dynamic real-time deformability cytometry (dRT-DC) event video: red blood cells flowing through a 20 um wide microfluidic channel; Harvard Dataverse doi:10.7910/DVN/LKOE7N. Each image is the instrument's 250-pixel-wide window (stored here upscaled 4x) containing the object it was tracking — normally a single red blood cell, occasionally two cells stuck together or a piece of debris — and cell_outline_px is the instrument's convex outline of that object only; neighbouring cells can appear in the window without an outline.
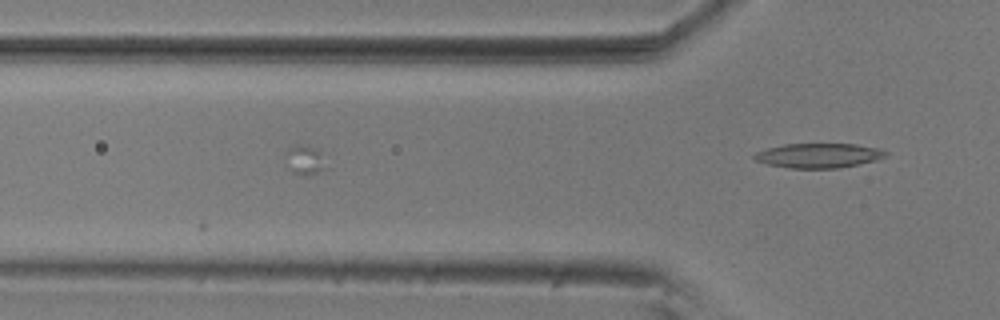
{"species": "common noctule bat (a hibernating species)", "species_latin": "Nyctalus noctula", "temperature_condition": "room temperature", "stored_images_in_passage": 6, "camera_frame_rate_fps": 3000, "um_per_image_px": 0.085, "animal": {"sex": "male", "body_mass_g": 20.5, "forearm_length_mm": 52.5}, "frame": {"image": 1, "passage_image": 6, "time_ms": 1.667, "image_size_px": [1000, 320], "cell_outline_px": [[888, 152], [884, 156], [876, 160], [840, 168], [792, 168], [768, 164], [756, 160], [752, 156], [756, 152], [768, 148], [784, 144], [856, 144], [880, 148]], "centroid_in_image_um": [69.6, 13.21], "position_along_channel_um": 56.2, "area_um2": 18.67}}